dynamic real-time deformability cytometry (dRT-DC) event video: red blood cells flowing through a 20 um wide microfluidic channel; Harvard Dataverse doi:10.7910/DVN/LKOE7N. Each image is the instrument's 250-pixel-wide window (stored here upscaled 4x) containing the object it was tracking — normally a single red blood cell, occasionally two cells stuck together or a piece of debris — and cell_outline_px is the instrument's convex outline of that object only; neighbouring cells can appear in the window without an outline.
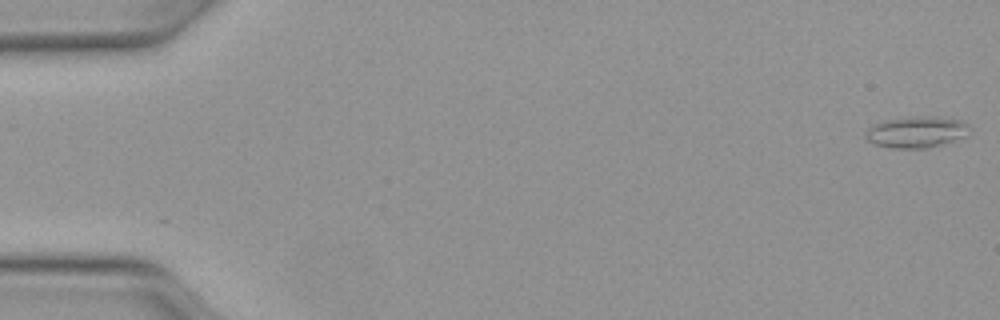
{"species": "Egyptian fruit bat (a non-hibernating species)", "species_latin": "Rousettus aegyptiacus", "temperature_condition": "warm", "stored_images_in_passage": 50, "camera_frame_rate_fps": 3000, "um_per_image_px": 0.085, "animal": {"sex": "female"}, "frame": {"image": 1, "passage_image": 1, "time_ms": 0.0, "image_size_px": [1000, 320], "cell_outline_px": [[972, 128], [968, 136], [928, 148], [892, 148], [876, 144], [868, 140], [864, 136], [868, 128], [872, 124], [884, 120], [908, 116], [936, 116], [960, 120], [968, 124]], "centroid_in_image_um": [77.93, 11.2], "position_along_channel_um": 7.1, "area_um2": 19.31}}
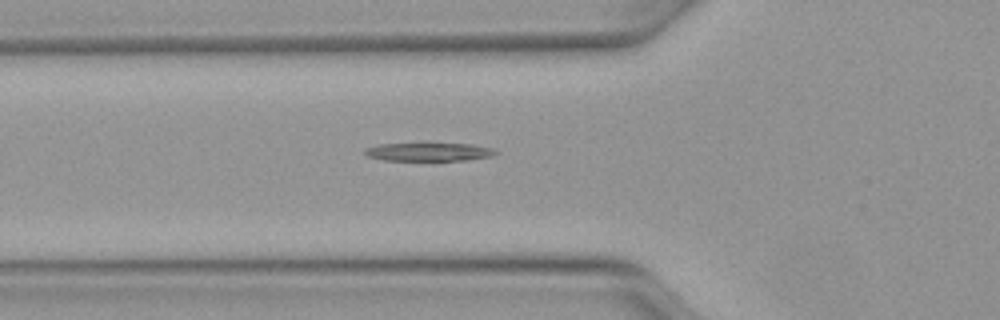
{"frame": {"image": 2, "passage_image": 18, "time_ms": 5.667, "image_size_px": [1000, 320], "cell_outline_px": [[500, 152], [492, 156], [468, 160], [384, 160], [368, 156], [364, 152], [364, 148], [380, 144], [424, 140], [428, 140], [472, 144], [492, 148]], "centroid_in_image_um": [36.46, 12.84], "position_along_channel_um": 89.3, "area_um2": 15.14}}
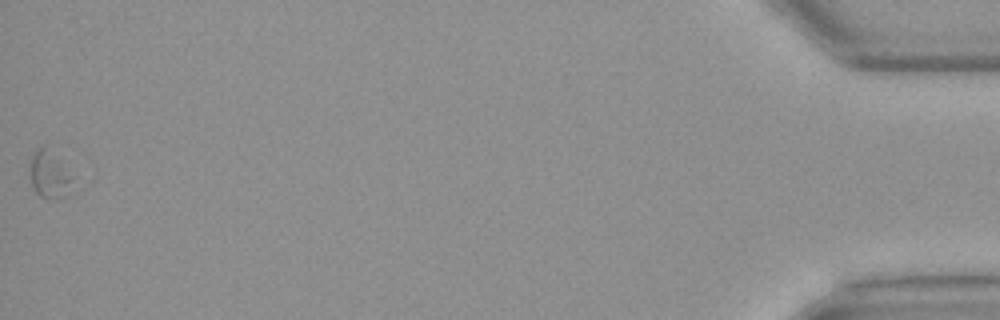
{"frame": {"image": 3, "passage_image": 50, "time_ms": 16.333, "image_size_px": [1000, 320], "cell_outline_px": [[76, 192], [68, 196], [52, 200], [40, 196], [36, 192], [32, 184], [32, 156], [44, 144], [72, 176]], "centroid_in_image_um": [4.31, 14.96], "position_along_channel_um": 430.9, "area_um2": 11.62}, "authors_computed_cell_mechanics": {"area_um2": 14.7968, "velocity_mm_per_s": 4.1046, "shape_relaxation_time_tau1_ms": 5.4651, "shape_relaxation_time_tau2_ms": null, "deformation_change_tau1": 0.1025, "deformation_change_tau2": null}}